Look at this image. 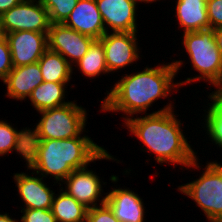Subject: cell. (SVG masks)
Masks as SVG:
<instances>
[{
	"mask_svg": "<svg viewBox=\"0 0 222 222\" xmlns=\"http://www.w3.org/2000/svg\"><path fill=\"white\" fill-rule=\"evenodd\" d=\"M182 60H172L171 63L158 64L155 67H146L141 71L124 74L116 81L112 89L107 91L106 97L101 100L100 111L124 113L121 116L126 121L134 115L148 114L147 110L159 99L169 100L173 89L176 91L179 83L174 82L179 70L185 63Z\"/></svg>",
	"mask_w": 222,
	"mask_h": 222,
	"instance_id": "cell-1",
	"label": "cell"
},
{
	"mask_svg": "<svg viewBox=\"0 0 222 222\" xmlns=\"http://www.w3.org/2000/svg\"><path fill=\"white\" fill-rule=\"evenodd\" d=\"M174 108L173 102L169 101L158 111L128 118L123 125L144 144L145 150L141 148L143 152L150 151L151 155H155L157 163L181 165L186 169L198 158V154L188 143L183 133V123L177 119L179 116Z\"/></svg>",
	"mask_w": 222,
	"mask_h": 222,
	"instance_id": "cell-2",
	"label": "cell"
},
{
	"mask_svg": "<svg viewBox=\"0 0 222 222\" xmlns=\"http://www.w3.org/2000/svg\"><path fill=\"white\" fill-rule=\"evenodd\" d=\"M102 159L120 162L91 137L29 139L25 165L29 172L32 170L45 180L50 175L49 179L52 177L56 180L53 185L58 183L60 188V183L74 170L88 165L91 167L92 162Z\"/></svg>",
	"mask_w": 222,
	"mask_h": 222,
	"instance_id": "cell-3",
	"label": "cell"
},
{
	"mask_svg": "<svg viewBox=\"0 0 222 222\" xmlns=\"http://www.w3.org/2000/svg\"><path fill=\"white\" fill-rule=\"evenodd\" d=\"M181 37V43L189 57L190 65L199 75L187 77L184 81L179 82L180 88L185 84L190 85L202 80L214 86V90L220 89L222 87V55L217 48L214 29L186 32Z\"/></svg>",
	"mask_w": 222,
	"mask_h": 222,
	"instance_id": "cell-4",
	"label": "cell"
},
{
	"mask_svg": "<svg viewBox=\"0 0 222 222\" xmlns=\"http://www.w3.org/2000/svg\"><path fill=\"white\" fill-rule=\"evenodd\" d=\"M199 158L191 162L186 168H202L199 178L178 186V191L191 198L196 206L204 213L210 222H222V164L206 161L203 168L198 163ZM201 164V165H200Z\"/></svg>",
	"mask_w": 222,
	"mask_h": 222,
	"instance_id": "cell-5",
	"label": "cell"
},
{
	"mask_svg": "<svg viewBox=\"0 0 222 222\" xmlns=\"http://www.w3.org/2000/svg\"><path fill=\"white\" fill-rule=\"evenodd\" d=\"M75 102L38 112L41 118L34 128H29V139L89 137L85 134L87 111Z\"/></svg>",
	"mask_w": 222,
	"mask_h": 222,
	"instance_id": "cell-6",
	"label": "cell"
},
{
	"mask_svg": "<svg viewBox=\"0 0 222 222\" xmlns=\"http://www.w3.org/2000/svg\"><path fill=\"white\" fill-rule=\"evenodd\" d=\"M5 33L36 31L48 34L51 22L40 0H23L1 15Z\"/></svg>",
	"mask_w": 222,
	"mask_h": 222,
	"instance_id": "cell-7",
	"label": "cell"
},
{
	"mask_svg": "<svg viewBox=\"0 0 222 222\" xmlns=\"http://www.w3.org/2000/svg\"><path fill=\"white\" fill-rule=\"evenodd\" d=\"M137 32H108L99 40L105 50V62L109 74L118 72L122 68L140 60V46H138Z\"/></svg>",
	"mask_w": 222,
	"mask_h": 222,
	"instance_id": "cell-8",
	"label": "cell"
},
{
	"mask_svg": "<svg viewBox=\"0 0 222 222\" xmlns=\"http://www.w3.org/2000/svg\"><path fill=\"white\" fill-rule=\"evenodd\" d=\"M63 184H65V189ZM102 184H107V182L101 181L96 171L94 172L86 166L74 170L60 183V186L68 195L90 209L106 202V193L103 191ZM102 193H104V197Z\"/></svg>",
	"mask_w": 222,
	"mask_h": 222,
	"instance_id": "cell-9",
	"label": "cell"
},
{
	"mask_svg": "<svg viewBox=\"0 0 222 222\" xmlns=\"http://www.w3.org/2000/svg\"><path fill=\"white\" fill-rule=\"evenodd\" d=\"M94 40L63 23H51L48 31V49L61 54L72 66L88 52Z\"/></svg>",
	"mask_w": 222,
	"mask_h": 222,
	"instance_id": "cell-10",
	"label": "cell"
},
{
	"mask_svg": "<svg viewBox=\"0 0 222 222\" xmlns=\"http://www.w3.org/2000/svg\"><path fill=\"white\" fill-rule=\"evenodd\" d=\"M13 67L37 63L48 49V34L17 31L6 34Z\"/></svg>",
	"mask_w": 222,
	"mask_h": 222,
	"instance_id": "cell-11",
	"label": "cell"
},
{
	"mask_svg": "<svg viewBox=\"0 0 222 222\" xmlns=\"http://www.w3.org/2000/svg\"><path fill=\"white\" fill-rule=\"evenodd\" d=\"M138 3L141 2L139 0H96L106 33L137 32Z\"/></svg>",
	"mask_w": 222,
	"mask_h": 222,
	"instance_id": "cell-12",
	"label": "cell"
},
{
	"mask_svg": "<svg viewBox=\"0 0 222 222\" xmlns=\"http://www.w3.org/2000/svg\"><path fill=\"white\" fill-rule=\"evenodd\" d=\"M13 174L19 197L24 203L21 209H51L55 192L47 186L44 177L34 171L31 175L26 172Z\"/></svg>",
	"mask_w": 222,
	"mask_h": 222,
	"instance_id": "cell-13",
	"label": "cell"
},
{
	"mask_svg": "<svg viewBox=\"0 0 222 222\" xmlns=\"http://www.w3.org/2000/svg\"><path fill=\"white\" fill-rule=\"evenodd\" d=\"M143 198L127 188H112L106 192V204L120 222H145Z\"/></svg>",
	"mask_w": 222,
	"mask_h": 222,
	"instance_id": "cell-14",
	"label": "cell"
},
{
	"mask_svg": "<svg viewBox=\"0 0 222 222\" xmlns=\"http://www.w3.org/2000/svg\"><path fill=\"white\" fill-rule=\"evenodd\" d=\"M63 24L94 39H100L106 33L96 0H78Z\"/></svg>",
	"mask_w": 222,
	"mask_h": 222,
	"instance_id": "cell-15",
	"label": "cell"
},
{
	"mask_svg": "<svg viewBox=\"0 0 222 222\" xmlns=\"http://www.w3.org/2000/svg\"><path fill=\"white\" fill-rule=\"evenodd\" d=\"M39 63H33L13 67L7 78L3 81L6 84L5 96L9 99L27 100L32 91L43 82Z\"/></svg>",
	"mask_w": 222,
	"mask_h": 222,
	"instance_id": "cell-16",
	"label": "cell"
},
{
	"mask_svg": "<svg viewBox=\"0 0 222 222\" xmlns=\"http://www.w3.org/2000/svg\"><path fill=\"white\" fill-rule=\"evenodd\" d=\"M175 17L183 33L210 28L207 0H176Z\"/></svg>",
	"mask_w": 222,
	"mask_h": 222,
	"instance_id": "cell-17",
	"label": "cell"
},
{
	"mask_svg": "<svg viewBox=\"0 0 222 222\" xmlns=\"http://www.w3.org/2000/svg\"><path fill=\"white\" fill-rule=\"evenodd\" d=\"M68 83L43 81L28 97L32 107L37 112L63 106L72 101H66V88Z\"/></svg>",
	"mask_w": 222,
	"mask_h": 222,
	"instance_id": "cell-18",
	"label": "cell"
},
{
	"mask_svg": "<svg viewBox=\"0 0 222 222\" xmlns=\"http://www.w3.org/2000/svg\"><path fill=\"white\" fill-rule=\"evenodd\" d=\"M45 82L70 83L75 67L59 53L47 49L38 60Z\"/></svg>",
	"mask_w": 222,
	"mask_h": 222,
	"instance_id": "cell-19",
	"label": "cell"
},
{
	"mask_svg": "<svg viewBox=\"0 0 222 222\" xmlns=\"http://www.w3.org/2000/svg\"><path fill=\"white\" fill-rule=\"evenodd\" d=\"M29 127L18 130L12 123L0 119V157L17 152L25 162L28 156Z\"/></svg>",
	"mask_w": 222,
	"mask_h": 222,
	"instance_id": "cell-20",
	"label": "cell"
},
{
	"mask_svg": "<svg viewBox=\"0 0 222 222\" xmlns=\"http://www.w3.org/2000/svg\"><path fill=\"white\" fill-rule=\"evenodd\" d=\"M210 102L203 115V128L212 144L222 150V91L216 89L209 94Z\"/></svg>",
	"mask_w": 222,
	"mask_h": 222,
	"instance_id": "cell-21",
	"label": "cell"
},
{
	"mask_svg": "<svg viewBox=\"0 0 222 222\" xmlns=\"http://www.w3.org/2000/svg\"><path fill=\"white\" fill-rule=\"evenodd\" d=\"M59 190L51 207L56 222H86L88 208L68 195L61 187Z\"/></svg>",
	"mask_w": 222,
	"mask_h": 222,
	"instance_id": "cell-22",
	"label": "cell"
},
{
	"mask_svg": "<svg viewBox=\"0 0 222 222\" xmlns=\"http://www.w3.org/2000/svg\"><path fill=\"white\" fill-rule=\"evenodd\" d=\"M73 66L77 70L79 69L81 74L91 79L99 78L102 74H109L102 42L99 39H95L88 48V52Z\"/></svg>",
	"mask_w": 222,
	"mask_h": 222,
	"instance_id": "cell-23",
	"label": "cell"
},
{
	"mask_svg": "<svg viewBox=\"0 0 222 222\" xmlns=\"http://www.w3.org/2000/svg\"><path fill=\"white\" fill-rule=\"evenodd\" d=\"M78 0H40L48 11L51 23H64Z\"/></svg>",
	"mask_w": 222,
	"mask_h": 222,
	"instance_id": "cell-24",
	"label": "cell"
},
{
	"mask_svg": "<svg viewBox=\"0 0 222 222\" xmlns=\"http://www.w3.org/2000/svg\"><path fill=\"white\" fill-rule=\"evenodd\" d=\"M86 222H120L111 211L110 207L104 203L88 209Z\"/></svg>",
	"mask_w": 222,
	"mask_h": 222,
	"instance_id": "cell-25",
	"label": "cell"
},
{
	"mask_svg": "<svg viewBox=\"0 0 222 222\" xmlns=\"http://www.w3.org/2000/svg\"><path fill=\"white\" fill-rule=\"evenodd\" d=\"M20 222H56L51 209H22Z\"/></svg>",
	"mask_w": 222,
	"mask_h": 222,
	"instance_id": "cell-26",
	"label": "cell"
},
{
	"mask_svg": "<svg viewBox=\"0 0 222 222\" xmlns=\"http://www.w3.org/2000/svg\"><path fill=\"white\" fill-rule=\"evenodd\" d=\"M13 69L11 52L7 39L0 41V80L4 81Z\"/></svg>",
	"mask_w": 222,
	"mask_h": 222,
	"instance_id": "cell-27",
	"label": "cell"
},
{
	"mask_svg": "<svg viewBox=\"0 0 222 222\" xmlns=\"http://www.w3.org/2000/svg\"><path fill=\"white\" fill-rule=\"evenodd\" d=\"M207 13L210 28L222 26V0H207Z\"/></svg>",
	"mask_w": 222,
	"mask_h": 222,
	"instance_id": "cell-28",
	"label": "cell"
},
{
	"mask_svg": "<svg viewBox=\"0 0 222 222\" xmlns=\"http://www.w3.org/2000/svg\"><path fill=\"white\" fill-rule=\"evenodd\" d=\"M23 0H0V16Z\"/></svg>",
	"mask_w": 222,
	"mask_h": 222,
	"instance_id": "cell-29",
	"label": "cell"
},
{
	"mask_svg": "<svg viewBox=\"0 0 222 222\" xmlns=\"http://www.w3.org/2000/svg\"><path fill=\"white\" fill-rule=\"evenodd\" d=\"M214 37L216 39L217 48L222 55V26L214 28Z\"/></svg>",
	"mask_w": 222,
	"mask_h": 222,
	"instance_id": "cell-30",
	"label": "cell"
},
{
	"mask_svg": "<svg viewBox=\"0 0 222 222\" xmlns=\"http://www.w3.org/2000/svg\"><path fill=\"white\" fill-rule=\"evenodd\" d=\"M19 220L12 218L9 213L2 214L0 212V222H18Z\"/></svg>",
	"mask_w": 222,
	"mask_h": 222,
	"instance_id": "cell-31",
	"label": "cell"
},
{
	"mask_svg": "<svg viewBox=\"0 0 222 222\" xmlns=\"http://www.w3.org/2000/svg\"><path fill=\"white\" fill-rule=\"evenodd\" d=\"M6 39V33L2 24L1 16H0V41Z\"/></svg>",
	"mask_w": 222,
	"mask_h": 222,
	"instance_id": "cell-32",
	"label": "cell"
},
{
	"mask_svg": "<svg viewBox=\"0 0 222 222\" xmlns=\"http://www.w3.org/2000/svg\"><path fill=\"white\" fill-rule=\"evenodd\" d=\"M140 2H144L145 4L147 3H153V2H156V1H158V2H160V0H139Z\"/></svg>",
	"mask_w": 222,
	"mask_h": 222,
	"instance_id": "cell-33",
	"label": "cell"
}]
</instances>
